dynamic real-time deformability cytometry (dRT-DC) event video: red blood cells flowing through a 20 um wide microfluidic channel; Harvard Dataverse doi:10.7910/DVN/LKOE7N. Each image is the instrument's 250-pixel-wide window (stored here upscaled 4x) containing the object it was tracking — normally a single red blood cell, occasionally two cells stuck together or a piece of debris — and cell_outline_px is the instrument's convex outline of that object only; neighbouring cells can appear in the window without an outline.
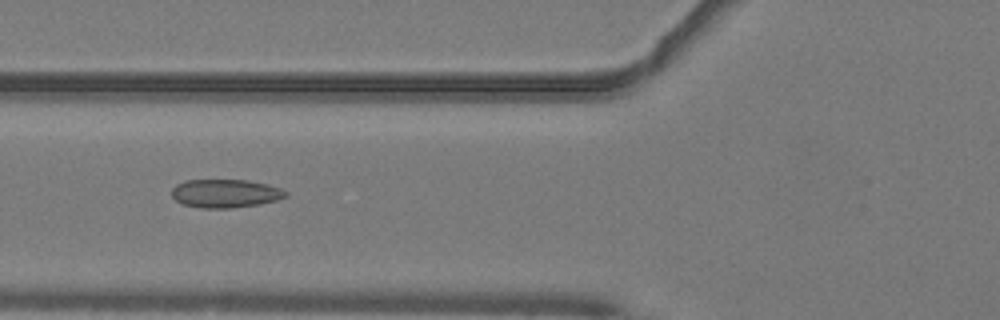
{"species": "common noctule bat (a hibernating species)", "species_latin": "Nyctalus noctula", "temperature_condition": "warm", "stored_images_in_passage": 32, "camera_frame_rate_fps": 3000, "um_per_image_px": 0.085, "animal": {"sex": "male", "body_mass_g": 19.2, "forearm_length_mm": 51.8}, "frame": {"image": 1, "passage_image": 20, "time_ms": 6.333, "image_size_px": [1000, 320], "cell_outline_px": [[288, 196], [276, 200], [260, 204], [232, 208], [200, 208], [180, 204], [172, 196], [172, 188], [176, 184], [184, 180], [248, 180], [268, 184], [280, 188], [288, 192]], "centroid_in_image_um": [19.14, 16.44], "position_along_channel_um": 106.7, "area_um2": 19.07}}
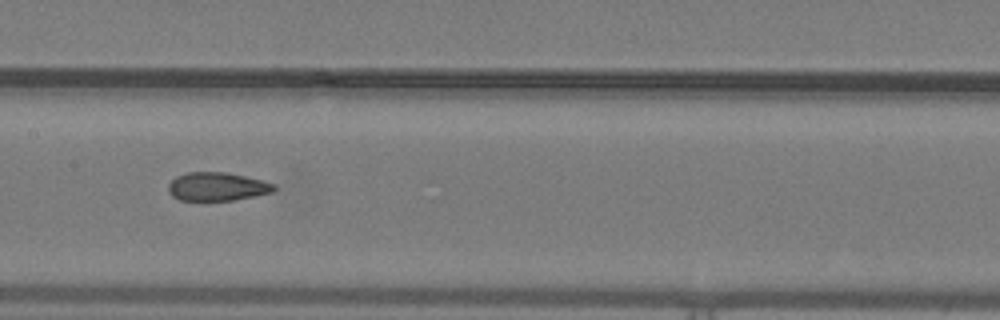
{"frame": {"image": 2, "passage_image": 26, "time_ms": 8.333, "image_size_px": [1000, 320], "cell_outline_px": [[276, 188], [272, 192], [232, 200], [180, 200], [172, 196], [168, 192], [168, 184], [176, 176], [188, 172], [224, 172], [244, 176], [276, 184]], "centroid_in_image_um": [18.42, 15.85], "position_along_channel_um": 189.0, "area_um2": 17.34}}
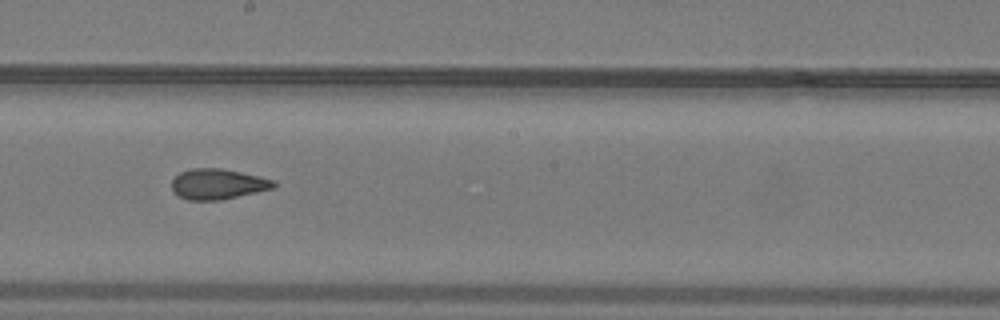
{"frame": {"image": 3, "passage_image": 29, "time_ms": 9.333, "image_size_px": [1000, 320], "cell_outline_px": [[276, 188], [220, 200], [188, 200], [172, 192], [172, 180], [180, 172], [192, 168], [220, 168], [240, 172], [276, 180]], "centroid_in_image_um": [18.53, 15.65], "position_along_channel_um": 229.7, "area_um2": 18.15}}